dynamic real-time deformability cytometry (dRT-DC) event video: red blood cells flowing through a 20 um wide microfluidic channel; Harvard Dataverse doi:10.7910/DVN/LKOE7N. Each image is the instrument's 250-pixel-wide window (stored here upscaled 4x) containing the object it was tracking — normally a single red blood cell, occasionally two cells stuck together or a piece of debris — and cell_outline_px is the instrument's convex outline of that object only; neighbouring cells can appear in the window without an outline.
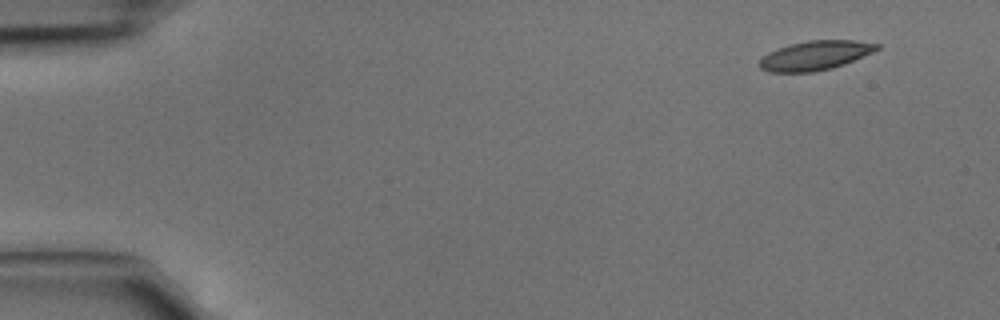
{"species": "common noctule bat (a hibernating species)", "species_latin": "Nyctalus noctula", "temperature_condition": "cold", "stored_images_in_passage": 5, "camera_frame_rate_fps": 3000, "um_per_image_px": 0.085, "animal": {"sex": "male", "body_mass_g": 15.6}, "frame": {"image": 1, "passage_image": 1, "time_ms": 0.0, "image_size_px": [1000, 320], "cell_outline_px": [[880, 48], [872, 52], [844, 64], [832, 68], [812, 72], [768, 72], [760, 68], [760, 60], [768, 52], [776, 48], [808, 40], [856, 40], [880, 44]], "centroid_in_image_um": [69.29, 4.71], "position_along_channel_um": 15.7, "area_um2": 19.94}}